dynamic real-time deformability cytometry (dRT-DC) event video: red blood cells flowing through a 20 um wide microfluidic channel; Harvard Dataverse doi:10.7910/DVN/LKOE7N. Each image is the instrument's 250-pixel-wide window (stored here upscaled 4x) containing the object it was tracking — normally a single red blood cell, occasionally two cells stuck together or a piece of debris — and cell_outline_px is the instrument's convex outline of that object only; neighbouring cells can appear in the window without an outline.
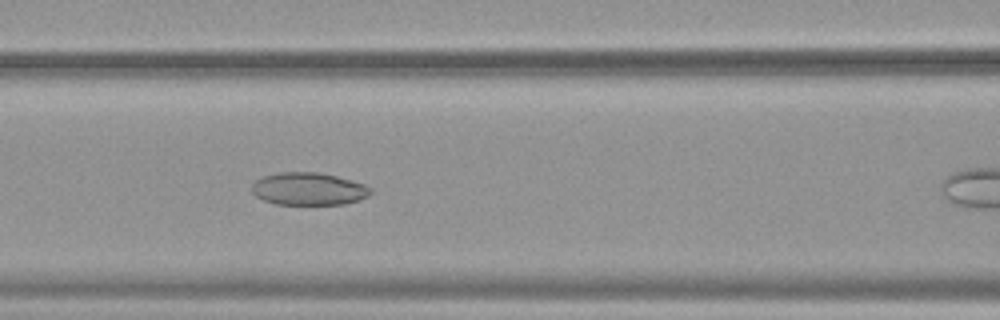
{"species": "common noctule bat (a hibernating species)", "species_latin": "Nyctalus noctula", "temperature_condition": "warm", "stored_images_in_passage": 33, "camera_frame_rate_fps": 3000, "um_per_image_px": 0.085, "animal": {"sex": "female", "body_mass_g": 19.9}, "frame": {"image": 1, "passage_image": 12, "time_ms": 3.667, "image_size_px": [1000, 320], "cell_outline_px": [[372, 192], [368, 196], [344, 204], [276, 204], [264, 200], [256, 196], [252, 192], [252, 184], [256, 180], [264, 176], [280, 172], [316, 172], [336, 176], [352, 180], [364, 184], [372, 188]], "centroid_in_image_um": [26.23, 16.05], "position_along_channel_um": 140.4, "area_um2": 22.43}}
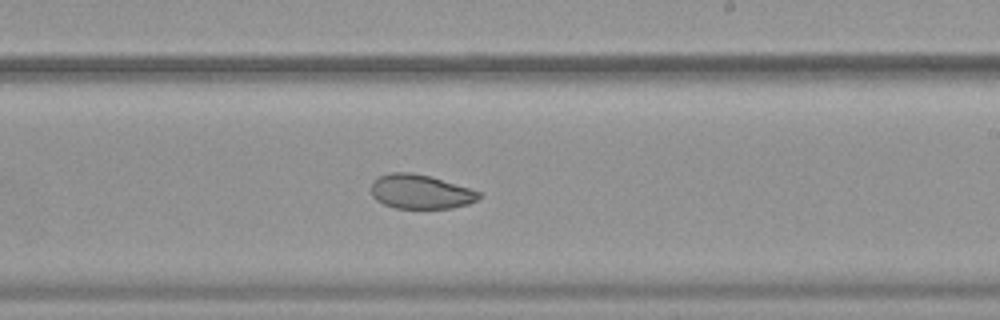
{"frame": {"image": 2, "passage_image": 21, "time_ms": 6.667, "image_size_px": [1000, 320], "cell_outline_px": [[480, 196], [476, 200], [468, 204], [452, 208], [396, 208], [384, 204], [376, 200], [372, 196], [372, 180], [388, 172], [412, 172], [428, 176], [468, 188], [480, 192]], "centroid_in_image_um": [35.69, 16.29], "position_along_channel_um": 253.3, "area_um2": 21.27}}
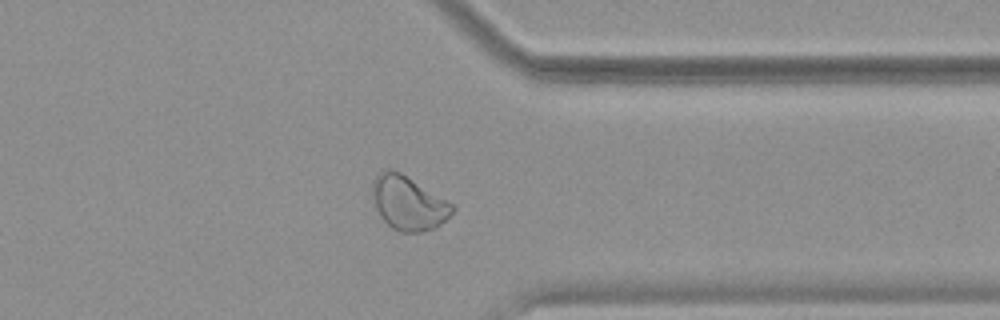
{"frame": {"image": 3, "passage_image": 31, "time_ms": 10.0, "image_size_px": [1000, 320], "cell_outline_px": [[456, 208], [436, 228], [420, 232], [400, 232], [392, 228], [380, 216], [376, 208], [372, 192], [372, 180], [380, 172], [388, 168], [400, 172], [452, 204]], "centroid_in_image_um": [34.68, 17.26], "position_along_channel_um": 376.7, "area_um2": 24.74}}